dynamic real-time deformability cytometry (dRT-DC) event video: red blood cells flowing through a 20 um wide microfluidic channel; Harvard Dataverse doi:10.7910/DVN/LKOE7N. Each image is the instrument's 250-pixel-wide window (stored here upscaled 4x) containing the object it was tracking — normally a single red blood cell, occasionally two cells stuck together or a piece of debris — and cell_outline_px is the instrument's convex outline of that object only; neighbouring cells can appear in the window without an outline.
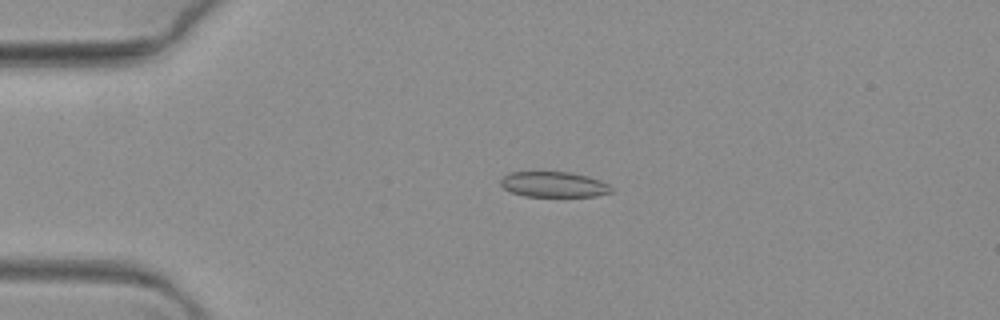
{"species": "common noctule bat (a hibernating species)", "species_latin": "Nyctalus noctula", "temperature_condition": "warm", "stored_images_in_passage": 63, "camera_frame_rate_fps": 3000, "um_per_image_px": 0.085, "animal": {"sex": "female", "body_mass_g": 19.3, "forearm_length_mm": 54.1}, "frame": {"image": 1, "passage_image": 12, "time_ms": 3.667, "image_size_px": [1000, 320], "cell_outline_px": [[612, 192], [596, 196], [524, 196], [512, 192], [504, 188], [500, 184], [500, 180], [508, 172], [572, 172], [588, 176], [600, 180], [608, 184], [612, 188]], "centroid_in_image_um": [47.07, 15.67], "position_along_channel_um": 37.9, "area_um2": 16.42}}
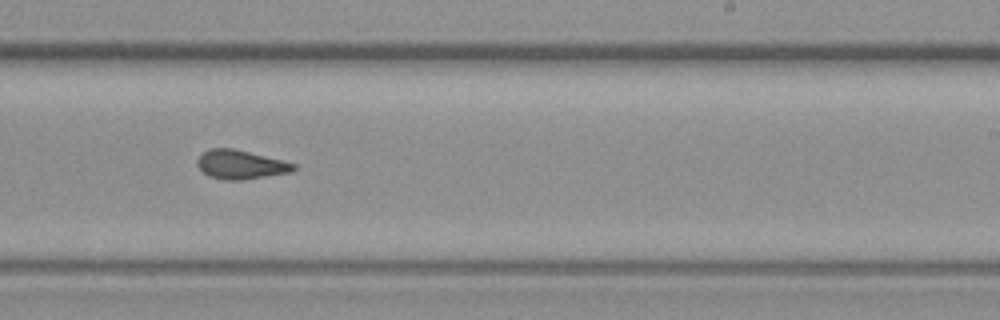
{"frame": {"image": 2, "passage_image": 38, "time_ms": 12.333, "image_size_px": [1000, 320], "cell_outline_px": [[296, 168], [292, 172], [244, 180], [224, 180], [208, 176], [196, 164], [196, 160], [208, 148], [232, 148], [296, 164]], "centroid_in_image_um": [20.43, 14.0], "position_along_channel_um": 268.6, "area_um2": 16.13}}
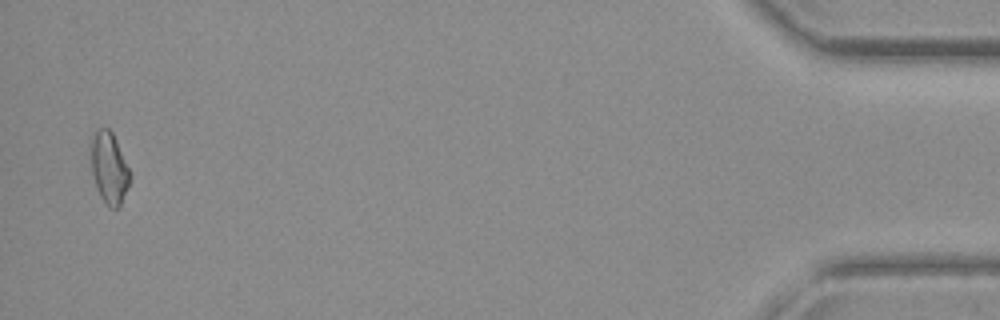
{"frame": {"image": 3, "passage_image": 62, "time_ms": 20.333, "image_size_px": [1000, 320], "cell_outline_px": [[128, 188], [120, 204], [116, 208], [108, 208], [100, 196], [96, 188], [92, 172], [92, 140], [96, 132], [100, 128], [108, 128], [112, 132], [116, 140], [128, 168]], "centroid_in_image_um": [9.27, 14.31], "position_along_channel_um": 425.9, "area_um2": 15.61}}